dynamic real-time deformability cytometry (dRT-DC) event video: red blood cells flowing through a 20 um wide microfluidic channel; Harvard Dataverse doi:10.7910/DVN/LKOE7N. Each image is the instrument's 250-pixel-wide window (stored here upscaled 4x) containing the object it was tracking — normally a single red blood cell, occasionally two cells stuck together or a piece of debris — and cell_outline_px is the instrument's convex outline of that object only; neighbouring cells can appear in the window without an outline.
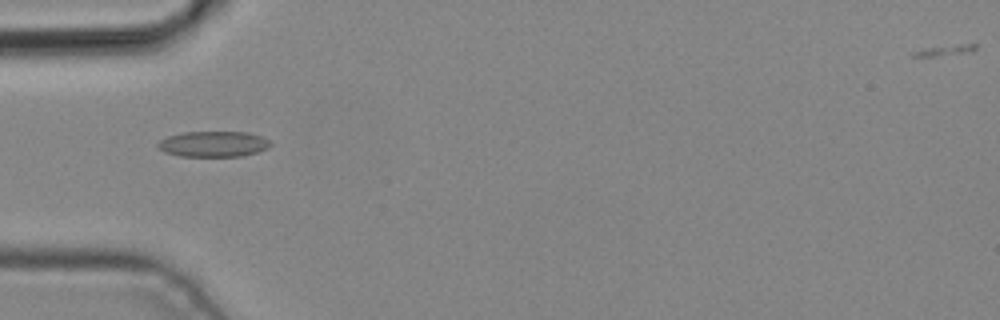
{"species": "common noctule bat (a hibernating species)", "species_latin": "Nyctalus noctula", "temperature_condition": "cold", "stored_images_in_passage": 1, "camera_frame_rate_fps": 3000, "um_per_image_px": 0.085, "animal": {"sex": "male", "body_mass_g": 19.2, "forearm_length_mm": 51.8}, "frame": {"image": 1, "passage_image": 1, "time_ms": 0.0, "image_size_px": [1000, 320], "cell_outline_px": [[272, 144], [268, 148], [256, 152], [240, 156], [180, 156], [164, 152], [156, 144], [160, 140], [168, 136], [184, 132], [248, 132], [264, 136], [272, 140]], "centroid_in_image_um": [18.19, 12.23], "position_along_channel_um": 66.8, "area_um2": 16.94}}